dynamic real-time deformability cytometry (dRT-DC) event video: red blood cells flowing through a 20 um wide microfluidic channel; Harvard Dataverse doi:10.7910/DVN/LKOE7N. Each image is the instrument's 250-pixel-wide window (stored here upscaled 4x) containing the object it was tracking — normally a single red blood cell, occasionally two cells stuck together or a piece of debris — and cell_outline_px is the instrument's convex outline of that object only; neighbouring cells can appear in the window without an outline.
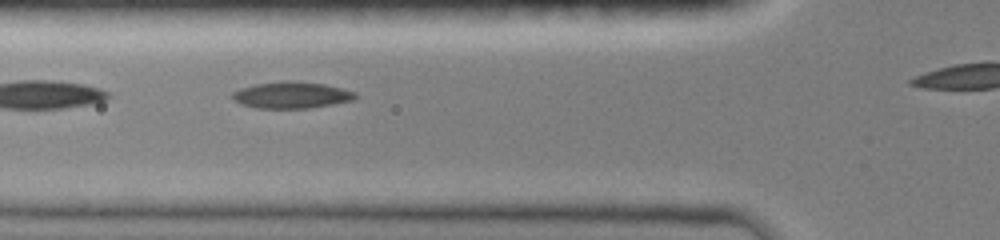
{"species": "common noctule bat (a hibernating species)", "species_latin": "Nyctalus noctula", "temperature_condition": "room temperature", "stored_images_in_passage": 28, "camera_frame_rate_fps": 3000, "um_per_image_px": 0.085, "animal": {"sex": "female", "body_mass_g": 19.0, "forearm_length_mm": 51.5}, "frame": {"image": 1, "passage_image": 3, "time_ms": 0.667, "image_size_px": [1000, 240], "cell_outline_px": [[356, 96], [352, 100], [332, 104], [308, 108], [256, 108], [240, 104], [232, 100], [228, 96], [232, 92], [240, 88], [256, 84], [284, 80], [292, 80], [324, 84], [356, 92]], "centroid_in_image_um": [24.69, 8.07], "position_along_channel_um": 101.1, "area_um2": 19.13}}
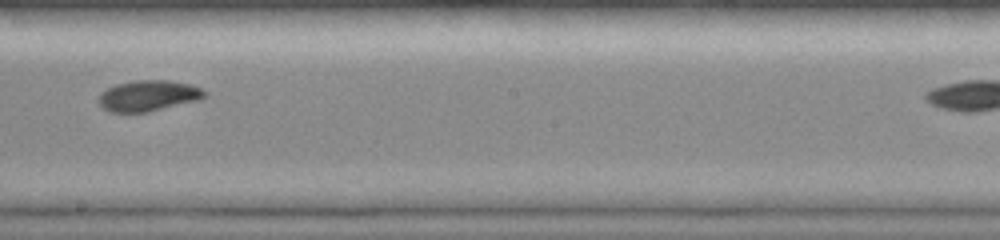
{"frame": {"image": 2, "passage_image": 13, "time_ms": 4.0, "image_size_px": [1000, 240], "cell_outline_px": [[208, 92], [200, 100], [148, 112], [108, 112], [96, 100], [100, 92], [116, 84], [136, 80], [168, 80], [188, 84], [200, 88]], "centroid_in_image_um": [12.58, 8.14], "position_along_channel_um": 235.6, "area_um2": 19.13}}
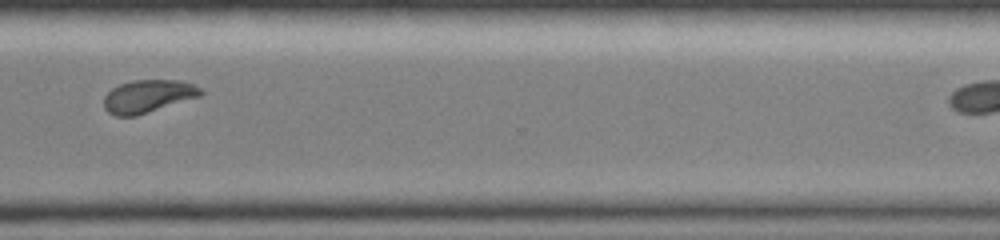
{"frame": {"image": 3, "passage_image": 22, "time_ms": 7.0, "image_size_px": [1000, 240], "cell_outline_px": [[204, 92], [200, 96], [136, 116], [116, 116], [108, 112], [104, 108], [104, 96], [112, 88], [120, 84], [132, 80], [180, 80], [192, 84], [200, 88]], "centroid_in_image_um": [12.56, 8.18], "position_along_channel_um": 358.0, "area_um2": 18.44}}